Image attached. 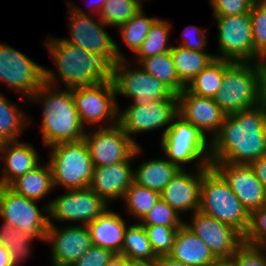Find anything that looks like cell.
Returning a JSON list of instances; mask_svg holds the SVG:
<instances>
[{"instance_id": "37", "label": "cell", "mask_w": 266, "mask_h": 266, "mask_svg": "<svg viewBox=\"0 0 266 266\" xmlns=\"http://www.w3.org/2000/svg\"><path fill=\"white\" fill-rule=\"evenodd\" d=\"M144 8L141 0H107L99 13L100 20L109 28H119Z\"/></svg>"}, {"instance_id": "15", "label": "cell", "mask_w": 266, "mask_h": 266, "mask_svg": "<svg viewBox=\"0 0 266 266\" xmlns=\"http://www.w3.org/2000/svg\"><path fill=\"white\" fill-rule=\"evenodd\" d=\"M69 38L62 39L72 45L78 46L92 54L117 55L120 59H128L118 46L117 42L107 33L105 25L97 15H79L68 5Z\"/></svg>"}, {"instance_id": "47", "label": "cell", "mask_w": 266, "mask_h": 266, "mask_svg": "<svg viewBox=\"0 0 266 266\" xmlns=\"http://www.w3.org/2000/svg\"><path fill=\"white\" fill-rule=\"evenodd\" d=\"M266 191V155L249 164Z\"/></svg>"}, {"instance_id": "52", "label": "cell", "mask_w": 266, "mask_h": 266, "mask_svg": "<svg viewBox=\"0 0 266 266\" xmlns=\"http://www.w3.org/2000/svg\"><path fill=\"white\" fill-rule=\"evenodd\" d=\"M128 266H158V262L157 259L155 260L128 259Z\"/></svg>"}, {"instance_id": "41", "label": "cell", "mask_w": 266, "mask_h": 266, "mask_svg": "<svg viewBox=\"0 0 266 266\" xmlns=\"http://www.w3.org/2000/svg\"><path fill=\"white\" fill-rule=\"evenodd\" d=\"M243 243L250 246L266 243V204L250 213L249 226L243 236Z\"/></svg>"}, {"instance_id": "53", "label": "cell", "mask_w": 266, "mask_h": 266, "mask_svg": "<svg viewBox=\"0 0 266 266\" xmlns=\"http://www.w3.org/2000/svg\"><path fill=\"white\" fill-rule=\"evenodd\" d=\"M208 266H235V263L231 258L217 259Z\"/></svg>"}, {"instance_id": "9", "label": "cell", "mask_w": 266, "mask_h": 266, "mask_svg": "<svg viewBox=\"0 0 266 266\" xmlns=\"http://www.w3.org/2000/svg\"><path fill=\"white\" fill-rule=\"evenodd\" d=\"M30 100L45 83V67L6 43H0V84Z\"/></svg>"}, {"instance_id": "6", "label": "cell", "mask_w": 266, "mask_h": 266, "mask_svg": "<svg viewBox=\"0 0 266 266\" xmlns=\"http://www.w3.org/2000/svg\"><path fill=\"white\" fill-rule=\"evenodd\" d=\"M261 62H232L225 70L215 102L226 114L253 108L259 102Z\"/></svg>"}, {"instance_id": "18", "label": "cell", "mask_w": 266, "mask_h": 266, "mask_svg": "<svg viewBox=\"0 0 266 266\" xmlns=\"http://www.w3.org/2000/svg\"><path fill=\"white\" fill-rule=\"evenodd\" d=\"M184 224L212 251L217 259H228L243 244V236L232 226L199 210Z\"/></svg>"}, {"instance_id": "7", "label": "cell", "mask_w": 266, "mask_h": 266, "mask_svg": "<svg viewBox=\"0 0 266 266\" xmlns=\"http://www.w3.org/2000/svg\"><path fill=\"white\" fill-rule=\"evenodd\" d=\"M47 149H50L48 162L55 189H83L89 186L94 166L84 139L57 143Z\"/></svg>"}, {"instance_id": "19", "label": "cell", "mask_w": 266, "mask_h": 266, "mask_svg": "<svg viewBox=\"0 0 266 266\" xmlns=\"http://www.w3.org/2000/svg\"><path fill=\"white\" fill-rule=\"evenodd\" d=\"M142 147L138 146L134 154L119 163L93 168L89 188L103 198L110 206L111 202L122 200L127 189L134 182V168L131 164L137 156L142 155ZM134 158V159H133ZM133 168V169H132Z\"/></svg>"}, {"instance_id": "30", "label": "cell", "mask_w": 266, "mask_h": 266, "mask_svg": "<svg viewBox=\"0 0 266 266\" xmlns=\"http://www.w3.org/2000/svg\"><path fill=\"white\" fill-rule=\"evenodd\" d=\"M232 63L229 60L214 59L186 86V89L198 96L214 98L222 85L224 70Z\"/></svg>"}, {"instance_id": "2", "label": "cell", "mask_w": 266, "mask_h": 266, "mask_svg": "<svg viewBox=\"0 0 266 266\" xmlns=\"http://www.w3.org/2000/svg\"><path fill=\"white\" fill-rule=\"evenodd\" d=\"M266 155V111L259 105L226 115L211 141V162L250 164Z\"/></svg>"}, {"instance_id": "55", "label": "cell", "mask_w": 266, "mask_h": 266, "mask_svg": "<svg viewBox=\"0 0 266 266\" xmlns=\"http://www.w3.org/2000/svg\"><path fill=\"white\" fill-rule=\"evenodd\" d=\"M3 145H4V141H2V140L0 139V153H1V151H2Z\"/></svg>"}, {"instance_id": "1", "label": "cell", "mask_w": 266, "mask_h": 266, "mask_svg": "<svg viewBox=\"0 0 266 266\" xmlns=\"http://www.w3.org/2000/svg\"><path fill=\"white\" fill-rule=\"evenodd\" d=\"M57 69L45 67V82L67 89L114 82L117 55L92 54L62 38L48 36L43 42ZM62 82V83H61ZM60 84V85H59Z\"/></svg>"}, {"instance_id": "4", "label": "cell", "mask_w": 266, "mask_h": 266, "mask_svg": "<svg viewBox=\"0 0 266 266\" xmlns=\"http://www.w3.org/2000/svg\"><path fill=\"white\" fill-rule=\"evenodd\" d=\"M160 145L166 159L180 169H186L188 164H193L194 169L211 166V142L179 114L160 138Z\"/></svg>"}, {"instance_id": "50", "label": "cell", "mask_w": 266, "mask_h": 266, "mask_svg": "<svg viewBox=\"0 0 266 266\" xmlns=\"http://www.w3.org/2000/svg\"><path fill=\"white\" fill-rule=\"evenodd\" d=\"M0 266H13L7 248L0 242Z\"/></svg>"}, {"instance_id": "35", "label": "cell", "mask_w": 266, "mask_h": 266, "mask_svg": "<svg viewBox=\"0 0 266 266\" xmlns=\"http://www.w3.org/2000/svg\"><path fill=\"white\" fill-rule=\"evenodd\" d=\"M160 199V193L140 186L133 182L127 189L122 202L127 209V214L140 222Z\"/></svg>"}, {"instance_id": "14", "label": "cell", "mask_w": 266, "mask_h": 266, "mask_svg": "<svg viewBox=\"0 0 266 266\" xmlns=\"http://www.w3.org/2000/svg\"><path fill=\"white\" fill-rule=\"evenodd\" d=\"M213 16L218 30V54H214L215 58L232 62H254L250 14Z\"/></svg>"}, {"instance_id": "22", "label": "cell", "mask_w": 266, "mask_h": 266, "mask_svg": "<svg viewBox=\"0 0 266 266\" xmlns=\"http://www.w3.org/2000/svg\"><path fill=\"white\" fill-rule=\"evenodd\" d=\"M181 169L160 193V198L179 215H192L200 208L203 169ZM192 212V213H191Z\"/></svg>"}, {"instance_id": "28", "label": "cell", "mask_w": 266, "mask_h": 266, "mask_svg": "<svg viewBox=\"0 0 266 266\" xmlns=\"http://www.w3.org/2000/svg\"><path fill=\"white\" fill-rule=\"evenodd\" d=\"M6 97L0 92V139L4 142H14L28 130L32 119L19 104Z\"/></svg>"}, {"instance_id": "26", "label": "cell", "mask_w": 266, "mask_h": 266, "mask_svg": "<svg viewBox=\"0 0 266 266\" xmlns=\"http://www.w3.org/2000/svg\"><path fill=\"white\" fill-rule=\"evenodd\" d=\"M8 187L17 194L40 202L55 190L49 162L44 165L40 163L33 170L17 177Z\"/></svg>"}, {"instance_id": "39", "label": "cell", "mask_w": 266, "mask_h": 266, "mask_svg": "<svg viewBox=\"0 0 266 266\" xmlns=\"http://www.w3.org/2000/svg\"><path fill=\"white\" fill-rule=\"evenodd\" d=\"M180 217L172 207L160 198L140 223L143 226L181 227L185 219Z\"/></svg>"}, {"instance_id": "33", "label": "cell", "mask_w": 266, "mask_h": 266, "mask_svg": "<svg viewBox=\"0 0 266 266\" xmlns=\"http://www.w3.org/2000/svg\"><path fill=\"white\" fill-rule=\"evenodd\" d=\"M0 222V242L7 248L13 266H22L31 256V244L35 239L25 231L15 229L10 223Z\"/></svg>"}, {"instance_id": "23", "label": "cell", "mask_w": 266, "mask_h": 266, "mask_svg": "<svg viewBox=\"0 0 266 266\" xmlns=\"http://www.w3.org/2000/svg\"><path fill=\"white\" fill-rule=\"evenodd\" d=\"M37 149L20 140L4 142L0 161L4 163L0 173V186H8L14 179L33 170L41 162Z\"/></svg>"}, {"instance_id": "38", "label": "cell", "mask_w": 266, "mask_h": 266, "mask_svg": "<svg viewBox=\"0 0 266 266\" xmlns=\"http://www.w3.org/2000/svg\"><path fill=\"white\" fill-rule=\"evenodd\" d=\"M252 22L254 62L266 59V0H255L249 12Z\"/></svg>"}, {"instance_id": "8", "label": "cell", "mask_w": 266, "mask_h": 266, "mask_svg": "<svg viewBox=\"0 0 266 266\" xmlns=\"http://www.w3.org/2000/svg\"><path fill=\"white\" fill-rule=\"evenodd\" d=\"M72 97L80 121L86 129L89 128L87 126L91 129L95 126L100 128L118 124L119 104L114 82L105 81L74 88Z\"/></svg>"}, {"instance_id": "11", "label": "cell", "mask_w": 266, "mask_h": 266, "mask_svg": "<svg viewBox=\"0 0 266 266\" xmlns=\"http://www.w3.org/2000/svg\"><path fill=\"white\" fill-rule=\"evenodd\" d=\"M63 192L46 203L49 225L54 224L53 221L88 225L112 207L89 187Z\"/></svg>"}, {"instance_id": "32", "label": "cell", "mask_w": 266, "mask_h": 266, "mask_svg": "<svg viewBox=\"0 0 266 266\" xmlns=\"http://www.w3.org/2000/svg\"><path fill=\"white\" fill-rule=\"evenodd\" d=\"M172 28L170 21L158 18L151 26L141 47L134 54L133 57L137 60L134 59L133 62L138 63L143 58L170 51L173 47V44L169 43Z\"/></svg>"}, {"instance_id": "17", "label": "cell", "mask_w": 266, "mask_h": 266, "mask_svg": "<svg viewBox=\"0 0 266 266\" xmlns=\"http://www.w3.org/2000/svg\"><path fill=\"white\" fill-rule=\"evenodd\" d=\"M67 225L48 226L44 243L51 246V266H70L93 245L87 225Z\"/></svg>"}, {"instance_id": "3", "label": "cell", "mask_w": 266, "mask_h": 266, "mask_svg": "<svg viewBox=\"0 0 266 266\" xmlns=\"http://www.w3.org/2000/svg\"><path fill=\"white\" fill-rule=\"evenodd\" d=\"M28 102H35L42 107L39 132L42 133L44 147L84 139L86 128L75 108L72 89L45 82Z\"/></svg>"}, {"instance_id": "12", "label": "cell", "mask_w": 266, "mask_h": 266, "mask_svg": "<svg viewBox=\"0 0 266 266\" xmlns=\"http://www.w3.org/2000/svg\"><path fill=\"white\" fill-rule=\"evenodd\" d=\"M38 202L15 193L8 186H0V220L45 242L49 226L48 206L45 204L39 209Z\"/></svg>"}, {"instance_id": "46", "label": "cell", "mask_w": 266, "mask_h": 266, "mask_svg": "<svg viewBox=\"0 0 266 266\" xmlns=\"http://www.w3.org/2000/svg\"><path fill=\"white\" fill-rule=\"evenodd\" d=\"M88 2H89L88 3L89 4L88 8L90 10V13L88 11H86V10L85 11L82 10L81 7L79 8L78 5H76L71 0L70 1L68 0V2L66 4H68V6L71 9H73L79 15H91V13H92V14L97 16V15H99L100 11L102 10V8L105 5V3L107 2V0H90V1L88 0Z\"/></svg>"}, {"instance_id": "29", "label": "cell", "mask_w": 266, "mask_h": 266, "mask_svg": "<svg viewBox=\"0 0 266 266\" xmlns=\"http://www.w3.org/2000/svg\"><path fill=\"white\" fill-rule=\"evenodd\" d=\"M170 53L176 73L185 86L215 59V53L190 50L180 45H173Z\"/></svg>"}, {"instance_id": "13", "label": "cell", "mask_w": 266, "mask_h": 266, "mask_svg": "<svg viewBox=\"0 0 266 266\" xmlns=\"http://www.w3.org/2000/svg\"><path fill=\"white\" fill-rule=\"evenodd\" d=\"M131 63V64H129ZM120 59L115 63L114 85L117 97L132 99L134 104L152 103L171 98L175 93L161 80L145 72L137 63Z\"/></svg>"}, {"instance_id": "5", "label": "cell", "mask_w": 266, "mask_h": 266, "mask_svg": "<svg viewBox=\"0 0 266 266\" xmlns=\"http://www.w3.org/2000/svg\"><path fill=\"white\" fill-rule=\"evenodd\" d=\"M199 211L232 226L242 236L249 226V212L211 165L203 168Z\"/></svg>"}, {"instance_id": "31", "label": "cell", "mask_w": 266, "mask_h": 266, "mask_svg": "<svg viewBox=\"0 0 266 266\" xmlns=\"http://www.w3.org/2000/svg\"><path fill=\"white\" fill-rule=\"evenodd\" d=\"M145 72L161 80L175 94H179L186 88L180 81L170 51L143 58L137 63Z\"/></svg>"}, {"instance_id": "54", "label": "cell", "mask_w": 266, "mask_h": 266, "mask_svg": "<svg viewBox=\"0 0 266 266\" xmlns=\"http://www.w3.org/2000/svg\"><path fill=\"white\" fill-rule=\"evenodd\" d=\"M262 252L264 253V257H265V260H266V243H263L261 245L258 246Z\"/></svg>"}, {"instance_id": "48", "label": "cell", "mask_w": 266, "mask_h": 266, "mask_svg": "<svg viewBox=\"0 0 266 266\" xmlns=\"http://www.w3.org/2000/svg\"><path fill=\"white\" fill-rule=\"evenodd\" d=\"M258 105L266 111V65L263 62L260 69Z\"/></svg>"}, {"instance_id": "34", "label": "cell", "mask_w": 266, "mask_h": 266, "mask_svg": "<svg viewBox=\"0 0 266 266\" xmlns=\"http://www.w3.org/2000/svg\"><path fill=\"white\" fill-rule=\"evenodd\" d=\"M121 255L128 259L155 260L147 232L140 222L126 226Z\"/></svg>"}, {"instance_id": "42", "label": "cell", "mask_w": 266, "mask_h": 266, "mask_svg": "<svg viewBox=\"0 0 266 266\" xmlns=\"http://www.w3.org/2000/svg\"><path fill=\"white\" fill-rule=\"evenodd\" d=\"M213 15H238L249 13L255 0H208Z\"/></svg>"}, {"instance_id": "20", "label": "cell", "mask_w": 266, "mask_h": 266, "mask_svg": "<svg viewBox=\"0 0 266 266\" xmlns=\"http://www.w3.org/2000/svg\"><path fill=\"white\" fill-rule=\"evenodd\" d=\"M249 214L266 204V191L249 164L211 162Z\"/></svg>"}, {"instance_id": "27", "label": "cell", "mask_w": 266, "mask_h": 266, "mask_svg": "<svg viewBox=\"0 0 266 266\" xmlns=\"http://www.w3.org/2000/svg\"><path fill=\"white\" fill-rule=\"evenodd\" d=\"M136 167L134 169V182L159 193L181 170L164 157L143 160Z\"/></svg>"}, {"instance_id": "21", "label": "cell", "mask_w": 266, "mask_h": 266, "mask_svg": "<svg viewBox=\"0 0 266 266\" xmlns=\"http://www.w3.org/2000/svg\"><path fill=\"white\" fill-rule=\"evenodd\" d=\"M178 114L198 128L210 142L220 131L226 116L214 99L195 95L186 88L178 94Z\"/></svg>"}, {"instance_id": "25", "label": "cell", "mask_w": 266, "mask_h": 266, "mask_svg": "<svg viewBox=\"0 0 266 266\" xmlns=\"http://www.w3.org/2000/svg\"><path fill=\"white\" fill-rule=\"evenodd\" d=\"M168 256L191 266H208L217 260L208 246L185 224L179 228Z\"/></svg>"}, {"instance_id": "49", "label": "cell", "mask_w": 266, "mask_h": 266, "mask_svg": "<svg viewBox=\"0 0 266 266\" xmlns=\"http://www.w3.org/2000/svg\"><path fill=\"white\" fill-rule=\"evenodd\" d=\"M158 266H191L172 259L170 256H160L157 259Z\"/></svg>"}, {"instance_id": "44", "label": "cell", "mask_w": 266, "mask_h": 266, "mask_svg": "<svg viewBox=\"0 0 266 266\" xmlns=\"http://www.w3.org/2000/svg\"><path fill=\"white\" fill-rule=\"evenodd\" d=\"M207 32L202 28L198 27L197 25H189L184 28L183 32L181 33L182 40H178L180 46L190 49L196 50L201 52H208L206 50V45L208 44L207 41Z\"/></svg>"}, {"instance_id": "43", "label": "cell", "mask_w": 266, "mask_h": 266, "mask_svg": "<svg viewBox=\"0 0 266 266\" xmlns=\"http://www.w3.org/2000/svg\"><path fill=\"white\" fill-rule=\"evenodd\" d=\"M235 266H266L264 253L258 246L242 244L231 256Z\"/></svg>"}, {"instance_id": "51", "label": "cell", "mask_w": 266, "mask_h": 266, "mask_svg": "<svg viewBox=\"0 0 266 266\" xmlns=\"http://www.w3.org/2000/svg\"><path fill=\"white\" fill-rule=\"evenodd\" d=\"M105 266H128V258L120 254H115Z\"/></svg>"}, {"instance_id": "40", "label": "cell", "mask_w": 266, "mask_h": 266, "mask_svg": "<svg viewBox=\"0 0 266 266\" xmlns=\"http://www.w3.org/2000/svg\"><path fill=\"white\" fill-rule=\"evenodd\" d=\"M152 249L157 257L168 256L172 251L180 227L144 226Z\"/></svg>"}, {"instance_id": "24", "label": "cell", "mask_w": 266, "mask_h": 266, "mask_svg": "<svg viewBox=\"0 0 266 266\" xmlns=\"http://www.w3.org/2000/svg\"><path fill=\"white\" fill-rule=\"evenodd\" d=\"M127 224L120 213L110 208L87 226L94 245L109 249L114 254L121 255Z\"/></svg>"}, {"instance_id": "36", "label": "cell", "mask_w": 266, "mask_h": 266, "mask_svg": "<svg viewBox=\"0 0 266 266\" xmlns=\"http://www.w3.org/2000/svg\"><path fill=\"white\" fill-rule=\"evenodd\" d=\"M157 17L146 16L142 8L132 18H130L124 25L118 28L123 44L129 51L135 54L141 47L145 40L151 26L157 20Z\"/></svg>"}, {"instance_id": "16", "label": "cell", "mask_w": 266, "mask_h": 266, "mask_svg": "<svg viewBox=\"0 0 266 266\" xmlns=\"http://www.w3.org/2000/svg\"><path fill=\"white\" fill-rule=\"evenodd\" d=\"M88 130V131H87ZM86 129L87 144L94 167L108 166L129 159L138 145L118 125Z\"/></svg>"}, {"instance_id": "45", "label": "cell", "mask_w": 266, "mask_h": 266, "mask_svg": "<svg viewBox=\"0 0 266 266\" xmlns=\"http://www.w3.org/2000/svg\"><path fill=\"white\" fill-rule=\"evenodd\" d=\"M114 255L111 250L93 244L70 266H105Z\"/></svg>"}, {"instance_id": "10", "label": "cell", "mask_w": 266, "mask_h": 266, "mask_svg": "<svg viewBox=\"0 0 266 266\" xmlns=\"http://www.w3.org/2000/svg\"><path fill=\"white\" fill-rule=\"evenodd\" d=\"M125 108V109H124ZM120 110L118 107V125L138 145L133 136L141 133L161 130L166 133L172 119L178 114V95L171 98L160 99L152 103H130Z\"/></svg>"}]
</instances>
